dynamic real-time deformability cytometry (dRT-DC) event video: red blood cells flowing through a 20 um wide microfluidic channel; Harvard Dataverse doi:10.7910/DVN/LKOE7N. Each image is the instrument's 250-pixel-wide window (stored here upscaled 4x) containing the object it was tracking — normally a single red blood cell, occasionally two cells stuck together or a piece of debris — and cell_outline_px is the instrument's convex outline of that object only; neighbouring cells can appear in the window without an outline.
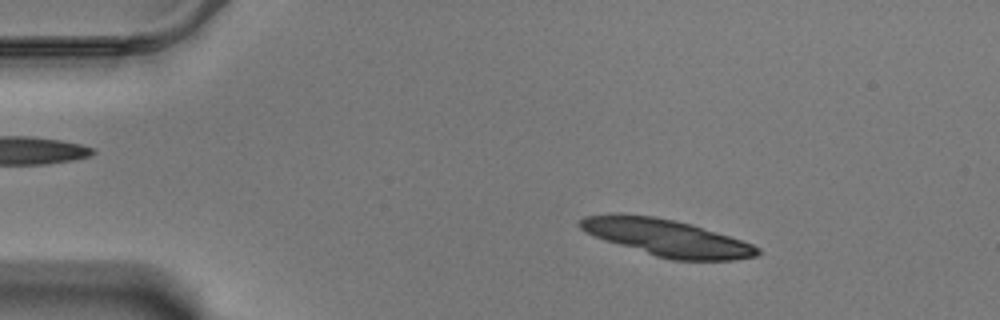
{"species": "Egyptian fruit bat (a non-hibernating species)", "species_latin": "Rousettus aegyptiacus", "temperature_condition": "warm", "stored_images_in_passage": 37, "camera_frame_rate_fps": 3000, "um_per_image_px": 0.085, "animal": {"sex": "male"}, "frame": {"image": 1, "passage_image": 9, "time_ms": 2.667, "image_size_px": [1000, 320], "cell_outline_px": [[760, 256], [732, 260], [672, 260], [656, 256], [604, 240], [580, 228], [576, 224], [584, 216], [652, 216], [692, 224], [752, 244], [760, 248]], "centroid_in_image_um": [56.76, 20.25], "position_along_channel_um": 28.2, "area_um2": 36.93}}
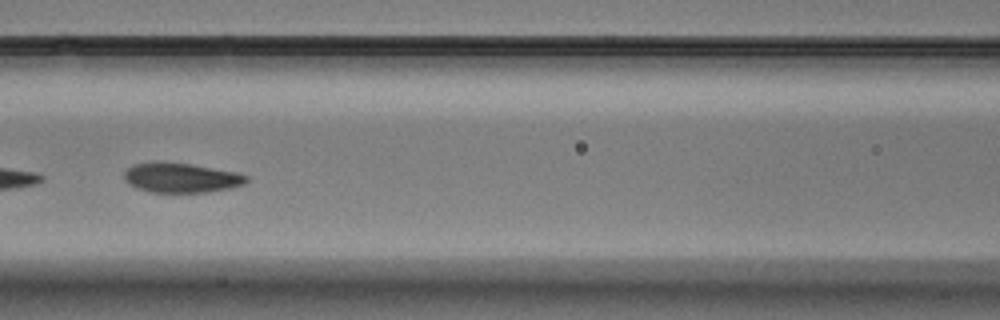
{"frame": {"image": 2, "passage_image": 26, "time_ms": 8.333, "image_size_px": [1000, 320], "cell_outline_px": [[248, 180], [244, 184], [232, 188], [204, 192], [148, 192], [136, 188], [128, 184], [124, 180], [124, 172], [132, 164], [152, 160], [188, 164], [236, 172], [248, 176]], "centroid_in_image_um": [15.33, 15.1], "position_along_channel_um": 151.3, "area_um2": 21.39}}
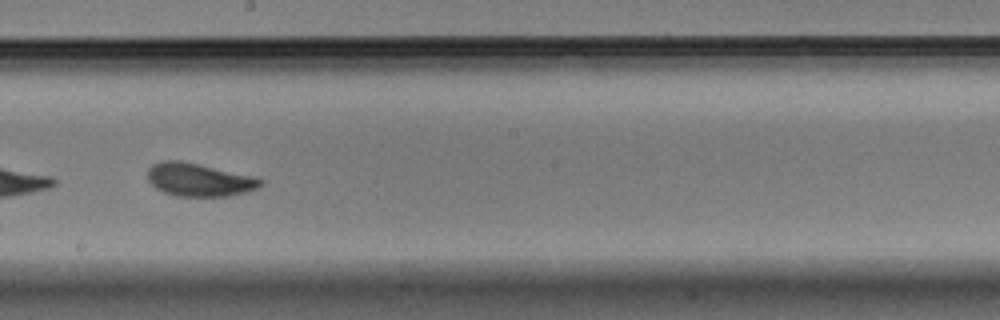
{"frame": {"image": 3, "passage_image": 33, "time_ms": 10.667, "image_size_px": [1000, 320], "cell_outline_px": [[264, 184], [260, 188], [248, 192], [228, 196], [176, 196], [164, 192], [156, 188], [148, 180], [148, 168], [152, 164], [164, 160], [180, 160], [252, 176], [264, 180]], "centroid_in_image_um": [16.94, 15.28], "position_along_channel_um": 231.3, "area_um2": 21.79}}